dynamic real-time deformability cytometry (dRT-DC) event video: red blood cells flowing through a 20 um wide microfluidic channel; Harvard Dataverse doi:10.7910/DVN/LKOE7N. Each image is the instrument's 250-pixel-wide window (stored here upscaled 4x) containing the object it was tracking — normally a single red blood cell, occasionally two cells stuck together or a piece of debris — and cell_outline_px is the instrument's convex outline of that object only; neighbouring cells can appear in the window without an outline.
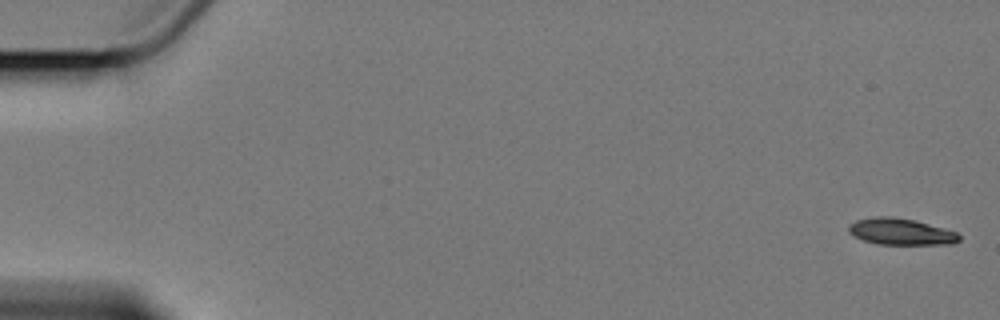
{"species": "Egyptian fruit bat (a non-hibernating species)", "species_latin": "Rousettus aegyptiacus", "temperature_condition": "cold", "stored_images_in_passage": 7, "camera_frame_rate_fps": 3000, "um_per_image_px": 0.085, "animal": {"sex": "female"}, "frame": {"image": 1, "passage_image": 1, "time_ms": 0.0, "image_size_px": [1000, 320], "cell_outline_px": [[960, 240], [952, 244], [876, 244], [864, 240], [848, 232], [848, 224], [856, 220], [876, 216], [892, 216], [916, 220], [944, 228], [956, 232], [960, 236]], "centroid_in_image_um": [76.56, 19.68], "position_along_channel_um": 8.4, "area_um2": 17.11}}
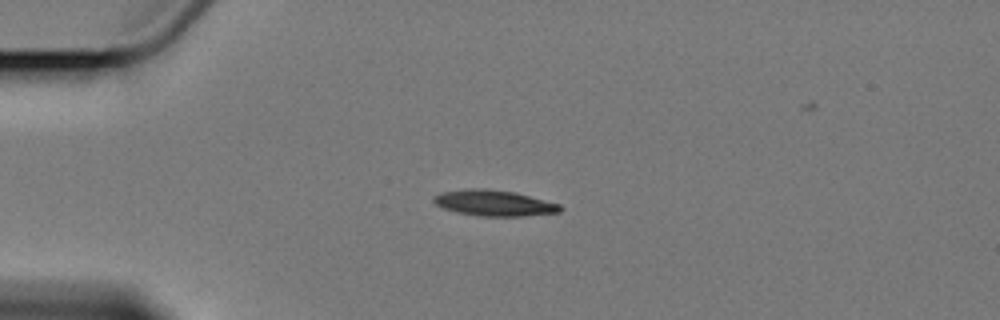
{"frame": {"image": 2, "passage_image": 5, "time_ms": 4.667, "image_size_px": [1000, 320], "cell_outline_px": [[564, 208], [560, 212], [524, 216], [480, 216], [456, 212], [444, 208], [436, 204], [432, 200], [436, 196], [444, 192], [472, 188], [484, 188], [516, 192], [560, 204]], "centroid_in_image_um": [42.05, 17.26], "position_along_channel_um": 42.9, "area_um2": 18.96}}